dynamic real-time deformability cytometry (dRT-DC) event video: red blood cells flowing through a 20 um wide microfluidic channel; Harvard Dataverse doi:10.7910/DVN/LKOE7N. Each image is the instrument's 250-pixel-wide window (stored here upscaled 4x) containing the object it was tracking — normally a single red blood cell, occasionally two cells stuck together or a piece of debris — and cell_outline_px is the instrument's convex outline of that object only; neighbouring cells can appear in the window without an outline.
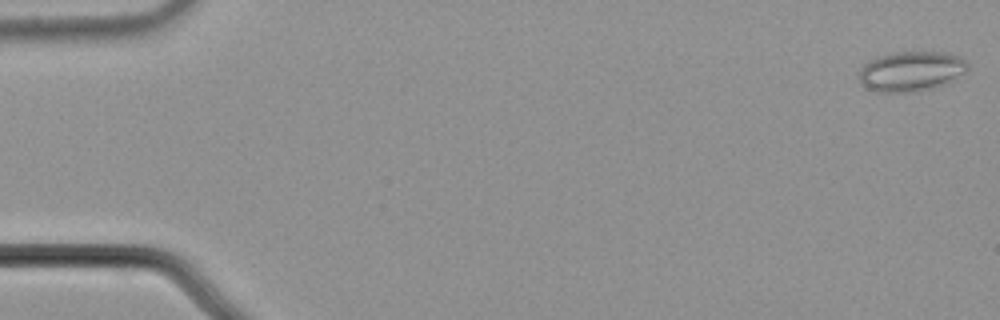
{"species": "common noctule bat (a hibernating species)", "species_latin": "Nyctalus noctula", "temperature_condition": "cold", "stored_images_in_passage": 55, "camera_frame_rate_fps": 3000, "um_per_image_px": 0.085, "animal": {"sex": "male", "body_mass_g": 21.5, "forearm_length_mm": 52.0}, "frame": {"image": 1, "passage_image": 1, "time_ms": 0.0, "image_size_px": [1000, 320], "cell_outline_px": [[968, 68], [964, 72], [944, 84], [932, 88], [912, 92], [876, 92], [868, 88], [860, 80], [860, 68], [868, 60], [880, 56], [896, 52], [944, 52], [960, 56], [968, 64]], "centroid_in_image_um": [77.44, 6.05], "position_along_channel_um": 7.6, "area_um2": 25.03}}
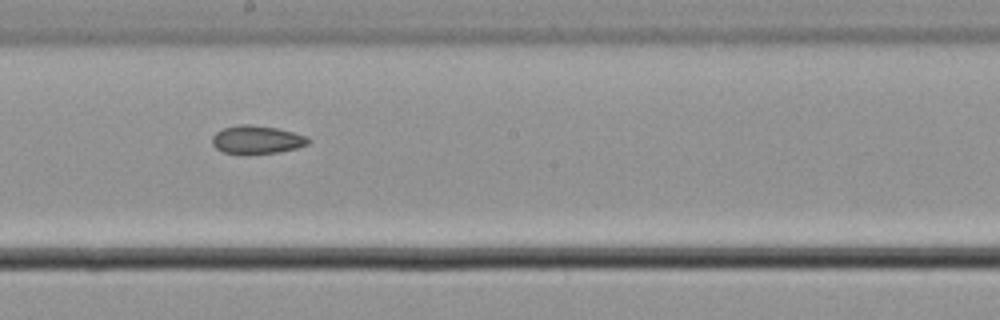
{"frame": {"image": 2, "passage_image": 31, "time_ms": 10.0, "image_size_px": [1000, 320], "cell_outline_px": [[312, 140], [308, 144], [296, 148], [280, 152], [220, 152], [212, 144], [212, 136], [216, 132], [224, 128], [240, 124], [248, 124], [276, 128], [308, 136]], "centroid_in_image_um": [21.85, 11.85], "position_along_channel_um": 226.4, "area_um2": 15.43}}
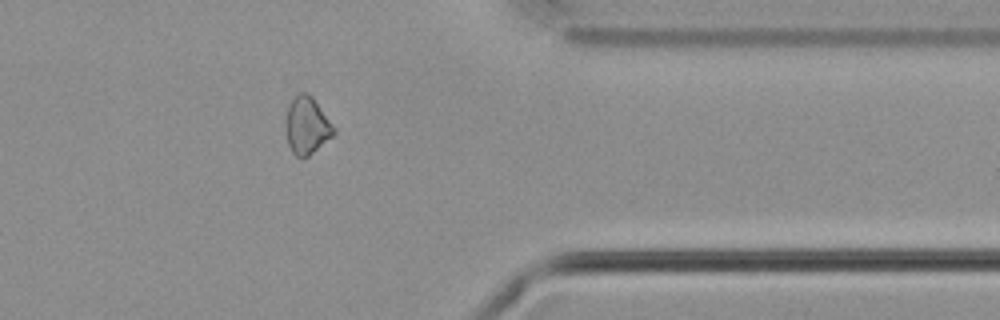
{"frame": {"image": 3, "passage_image": 45, "time_ms": 14.667, "image_size_px": [1000, 320], "cell_outline_px": [[336, 132], [332, 136], [308, 156], [296, 156], [292, 152], [288, 144], [284, 124], [288, 108], [292, 100], [300, 92], [304, 92], [312, 96], [336, 128]], "centroid_in_image_um": [26.08, 10.67], "position_along_channel_um": 385.3, "area_um2": 15.9}}